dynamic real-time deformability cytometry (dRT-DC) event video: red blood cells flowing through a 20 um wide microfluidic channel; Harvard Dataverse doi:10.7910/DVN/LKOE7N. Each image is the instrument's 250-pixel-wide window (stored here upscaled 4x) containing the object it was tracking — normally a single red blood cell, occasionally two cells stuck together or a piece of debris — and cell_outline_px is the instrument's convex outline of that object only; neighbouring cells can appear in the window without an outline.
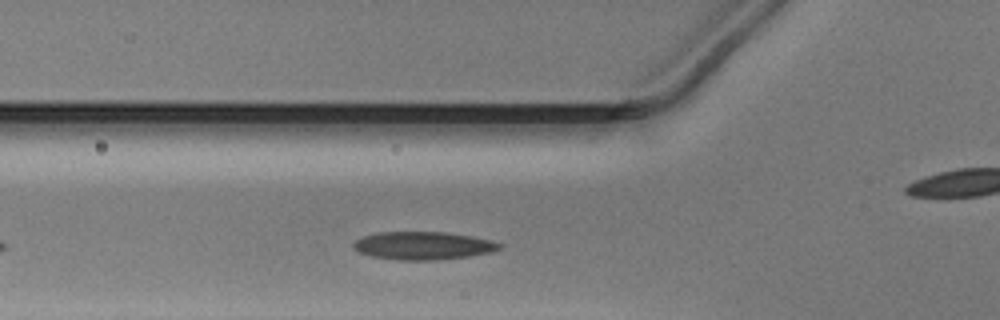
{"species": "Egyptian fruit bat (a non-hibernating species)", "species_latin": "Rousettus aegyptiacus", "temperature_condition": "warm", "stored_images_in_passage": 20, "camera_frame_rate_fps": 3000, "um_per_image_px": 0.085, "animal": {"sex": "male"}, "frame": {"image": 1, "passage_image": 6, "time_ms": 1.667, "image_size_px": [1000, 320], "cell_outline_px": [[504, 248], [492, 252], [468, 256], [436, 260], [396, 260], [372, 256], [356, 252], [352, 248], [352, 244], [356, 240], [364, 236], [376, 232], [448, 232], [472, 236], [492, 240], [504, 244]], "centroid_in_image_um": [35.98, 20.88], "position_along_channel_um": 89.8, "area_um2": 24.16}}
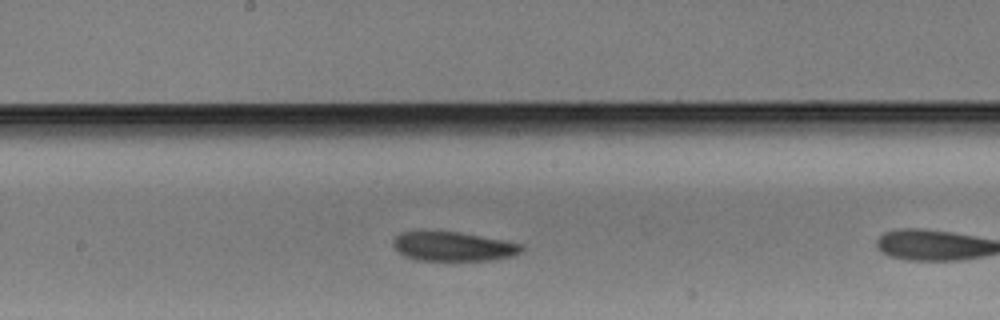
{"frame": {"image": 2, "passage_image": 12, "time_ms": 3.667, "image_size_px": [1000, 320], "cell_outline_px": [[524, 248], [520, 252], [512, 256], [488, 260], [416, 260], [404, 256], [392, 244], [392, 240], [400, 232], [460, 232], [504, 240], [524, 244]], "centroid_in_image_um": [38.54, 20.95], "position_along_channel_um": 209.7, "area_um2": 21.73}}
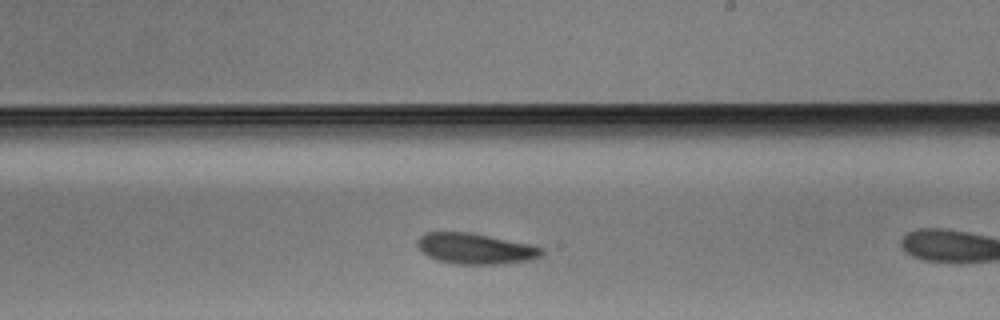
{"frame": {"image": 3, "passage_image": 15, "time_ms": 4.667, "image_size_px": [1000, 320], "cell_outline_px": [[544, 252], [540, 256], [532, 260], [504, 264], [456, 264], [440, 260], [428, 256], [416, 244], [416, 240], [424, 232], [468, 232], [528, 244], [544, 248]], "centroid_in_image_um": [40.41, 21.14], "position_along_channel_um": 248.6, "area_um2": 22.14}}